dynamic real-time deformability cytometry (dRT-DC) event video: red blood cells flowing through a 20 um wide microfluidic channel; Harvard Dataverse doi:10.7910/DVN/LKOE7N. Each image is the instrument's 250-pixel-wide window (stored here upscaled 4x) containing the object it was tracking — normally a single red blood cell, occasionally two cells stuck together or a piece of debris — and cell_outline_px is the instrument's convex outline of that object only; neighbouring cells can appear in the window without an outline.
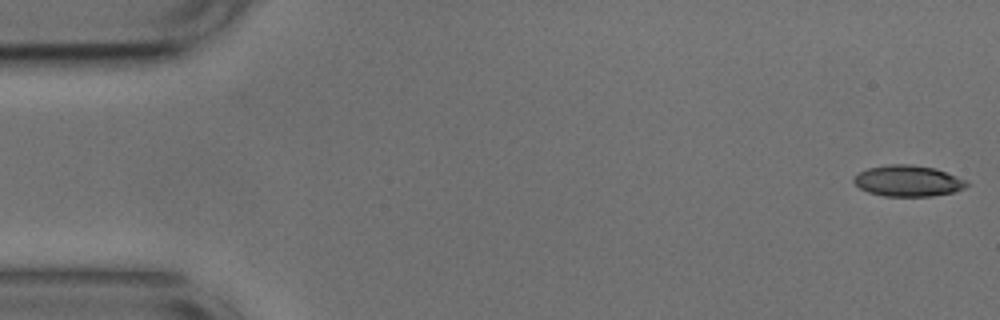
{"species": "common noctule bat (a hibernating species)", "species_latin": "Nyctalus noctula", "temperature_condition": "cold", "stored_images_in_passage": 4, "camera_frame_rate_fps": 3000, "um_per_image_px": 0.085, "animal": {"sex": "male", "body_mass_g": 17.9, "forearm_length_mm": 54.2}, "frame": {"image": 1, "passage_image": 4, "time_ms": 1.0, "image_size_px": [1000, 320], "cell_outline_px": [[968, 184], [964, 188], [952, 192], [932, 196], [884, 196], [868, 192], [860, 188], [852, 180], [860, 172], [868, 168], [888, 164], [908, 164], [936, 168], [968, 180]], "centroid_in_image_um": [77.2, 15.37], "position_along_channel_um": 7.8, "area_um2": 20.4}}